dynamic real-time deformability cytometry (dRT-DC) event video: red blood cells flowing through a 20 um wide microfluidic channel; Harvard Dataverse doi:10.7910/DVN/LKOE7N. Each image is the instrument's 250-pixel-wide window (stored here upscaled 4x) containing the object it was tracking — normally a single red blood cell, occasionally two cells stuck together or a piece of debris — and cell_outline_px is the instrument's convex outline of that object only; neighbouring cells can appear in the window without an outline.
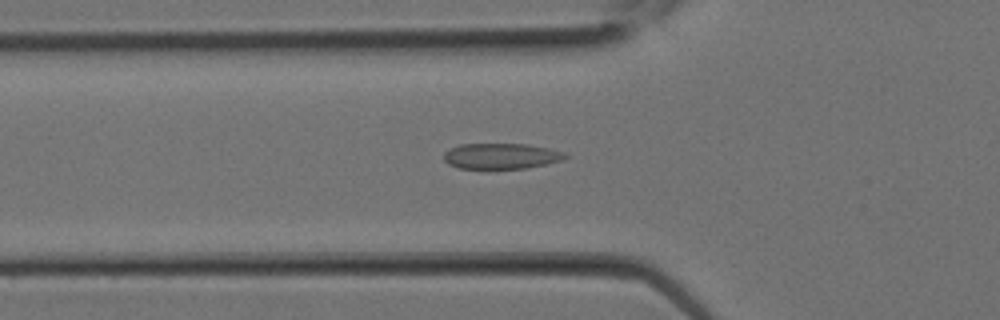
{"species": "Egyptian fruit bat (a non-hibernating species)", "species_latin": "Rousettus aegyptiacus", "temperature_condition": "room temperature", "stored_images_in_passage": 7, "camera_frame_rate_fps": 3000, "um_per_image_px": 0.085, "animal": {"sex": "female"}, "frame": {"image": 1, "passage_image": 5, "time_ms": 1.333, "image_size_px": [1000, 320], "cell_outline_px": [[568, 156], [560, 160], [544, 164], [524, 168], [460, 168], [448, 164], [444, 160], [444, 152], [460, 144], [528, 144], [548, 148], [564, 152]], "centroid_in_image_um": [42.57, 13.25], "position_along_channel_um": 83.2, "area_um2": 17.86}}
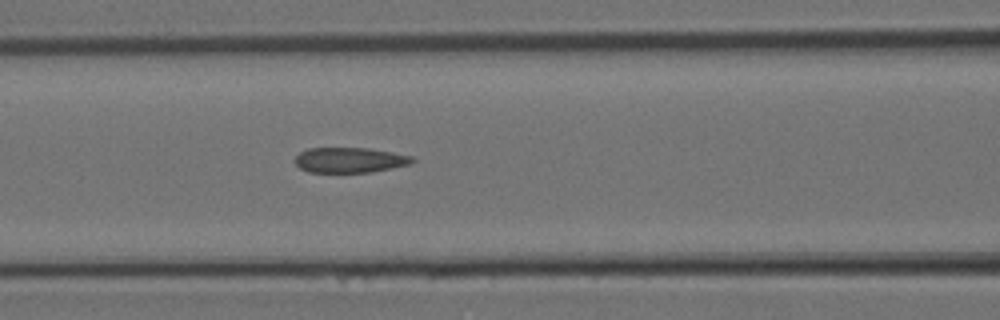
{"frame": {"image": 2, "passage_image": 7, "time_ms": 2.0, "image_size_px": [1000, 320], "cell_outline_px": [[416, 160], [408, 164], [392, 168], [372, 172], [308, 172], [300, 168], [292, 160], [300, 152], [308, 148], [368, 148], [392, 152], [412, 156]], "centroid_in_image_um": [29.7, 13.6], "position_along_channel_um": 136.9, "area_um2": 17.28}}